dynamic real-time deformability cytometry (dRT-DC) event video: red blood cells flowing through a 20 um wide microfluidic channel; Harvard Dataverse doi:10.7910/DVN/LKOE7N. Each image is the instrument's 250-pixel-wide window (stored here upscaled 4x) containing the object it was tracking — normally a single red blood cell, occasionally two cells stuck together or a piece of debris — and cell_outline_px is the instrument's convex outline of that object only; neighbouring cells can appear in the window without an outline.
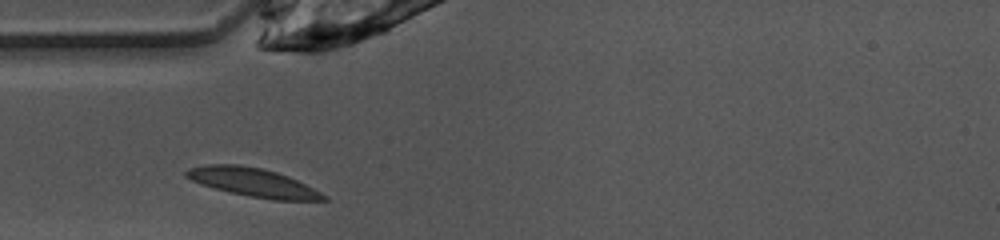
{"species": "common noctule bat (a hibernating species)", "species_latin": "Nyctalus noctula", "temperature_condition": "warm", "stored_images_in_passage": 25, "camera_frame_rate_fps": 3000, "um_per_image_px": 0.085, "animal": {"sex": "female", "body_mass_g": 10.0, "forearm_length_mm": 53.1}, "frame": {"image": 1, "passage_image": 1, "time_ms": 0.0, "image_size_px": [1000, 240], "cell_outline_px": [[328, 200], [272, 200], [248, 196], [200, 184], [184, 176], [184, 172], [188, 168], [204, 164], [240, 164], [264, 168], [288, 176], [328, 196]], "centroid_in_image_um": [21.47, 15.48], "position_along_channel_um": 63.5, "area_um2": 22.83}}
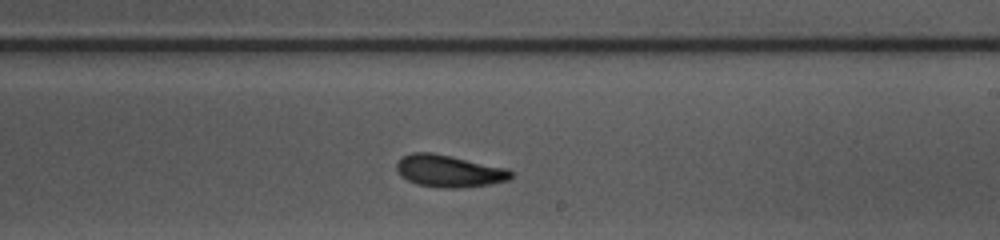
{"frame": {"image": 2, "passage_image": 15, "time_ms": 4.667, "image_size_px": [1000, 240], "cell_outline_px": [[512, 176], [508, 180], [492, 184], [460, 188], [444, 188], [416, 184], [400, 176], [396, 168], [396, 164], [404, 156], [412, 152], [432, 152], [452, 156], [508, 168], [512, 172]], "centroid_in_image_um": [38.18, 14.54], "position_along_channel_um": 250.8, "area_um2": 21.5}}
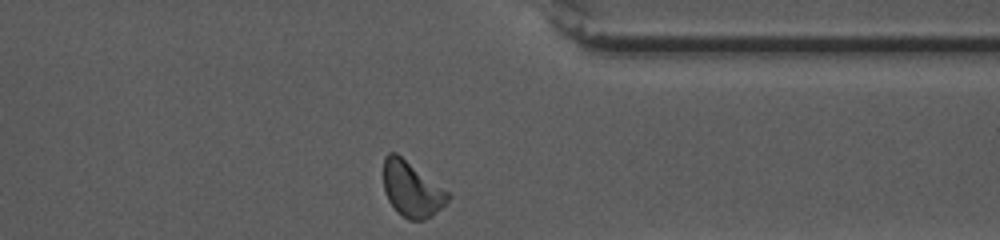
{"frame": {"image": 3, "passage_image": 25, "time_ms": 8.0, "image_size_px": [1000, 240], "cell_outline_px": [[452, 196], [432, 216], [424, 220], [408, 220], [396, 212], [388, 200], [384, 192], [384, 156], [388, 152], [396, 152], [448, 192]], "centroid_in_image_um": [34.97, 16.1], "position_along_channel_um": 376.4, "area_um2": 20.63}, "authors_computed_cell_mechanics": {"area_um2": 20.8658, "velocity_mm_per_s": 3.9886, "shape_relaxation_time_tau1_ms": 5.6352, "shape_relaxation_time_tau2_ms": 5.2332, "deformation_change_tau1": 0.1635, "deformation_change_tau2": 0.1164}}